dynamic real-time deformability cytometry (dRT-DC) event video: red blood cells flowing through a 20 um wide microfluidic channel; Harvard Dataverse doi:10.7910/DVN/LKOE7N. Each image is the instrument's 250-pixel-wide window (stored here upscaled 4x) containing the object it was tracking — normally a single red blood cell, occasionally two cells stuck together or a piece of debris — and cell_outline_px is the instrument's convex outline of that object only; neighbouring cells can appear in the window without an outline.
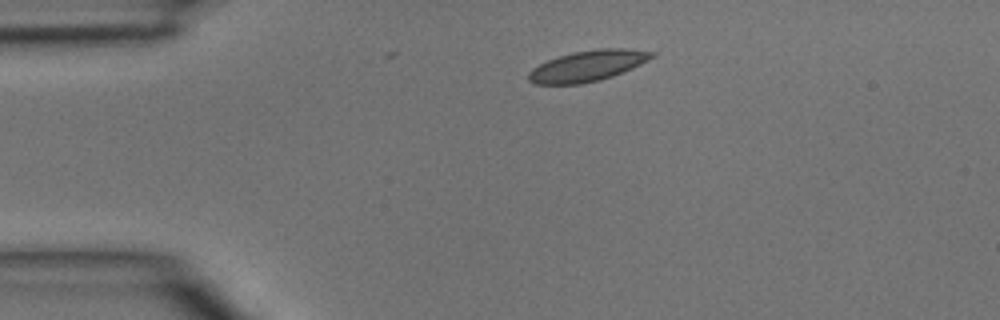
{"species": "common noctule bat (a hibernating species)", "species_latin": "Nyctalus noctula", "temperature_condition": "room temperature", "stored_images_in_passage": 2, "camera_frame_rate_fps": 3000, "um_per_image_px": 0.085, "animal": {"sex": "male", "body_mass_g": 15.6}, "frame": {"image": 1, "passage_image": 2, "time_ms": 0.333, "image_size_px": [1000, 320], "cell_outline_px": [[656, 56], [632, 68], [612, 76], [600, 80], [580, 84], [536, 84], [528, 80], [528, 72], [532, 68], [548, 60], [572, 52], [600, 48], [624, 48], [656, 52]], "centroid_in_image_um": [49.96, 5.59], "position_along_channel_um": 35.0, "area_um2": 22.08}}